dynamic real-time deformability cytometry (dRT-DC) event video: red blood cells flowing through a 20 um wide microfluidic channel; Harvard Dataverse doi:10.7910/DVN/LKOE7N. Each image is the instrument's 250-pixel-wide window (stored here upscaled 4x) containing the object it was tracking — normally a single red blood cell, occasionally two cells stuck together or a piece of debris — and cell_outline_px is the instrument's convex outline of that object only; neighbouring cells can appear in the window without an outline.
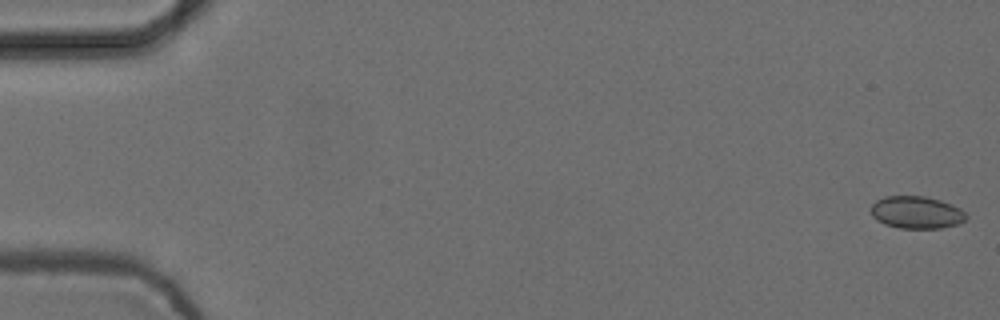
{"species": "common noctule bat (a hibernating species)", "species_latin": "Nyctalus noctula", "temperature_condition": "cold", "stored_images_in_passage": 8, "camera_frame_rate_fps": 3000, "um_per_image_px": 0.085, "animal": {"sex": "female", "body_mass_g": 24.6, "forearm_length_mm": 56.2}, "frame": {"image": 1, "passage_image": 1, "time_ms": 0.0, "image_size_px": [1000, 320], "cell_outline_px": [[968, 216], [960, 224], [940, 228], [900, 228], [884, 224], [876, 220], [872, 216], [872, 204], [876, 200], [884, 196], [924, 196], [940, 200], [952, 204], [960, 208]], "centroid_in_image_um": [77.91, 18.05], "position_along_channel_um": 7.1, "area_um2": 18.03}}